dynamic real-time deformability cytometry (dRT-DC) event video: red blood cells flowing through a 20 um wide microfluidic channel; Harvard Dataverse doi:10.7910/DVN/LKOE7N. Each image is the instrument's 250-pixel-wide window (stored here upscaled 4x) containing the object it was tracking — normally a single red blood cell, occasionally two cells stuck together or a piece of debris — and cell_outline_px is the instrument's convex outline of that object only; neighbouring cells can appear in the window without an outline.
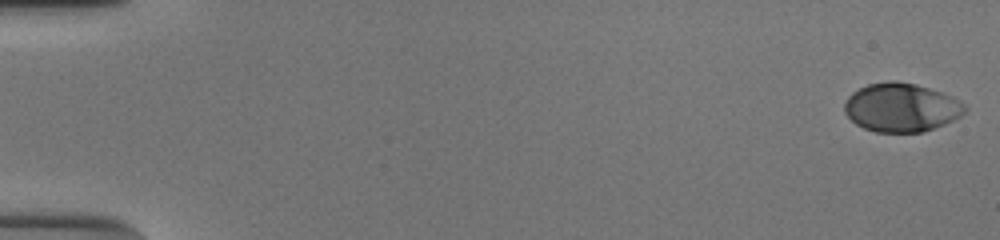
{"species": "human", "species_latin": "Homo sapiens", "temperature_condition": "cold", "stored_images_in_passage": 53, "camera_frame_rate_fps": 3000, "um_per_image_px": 0.085, "donor": {"sex": "male"}, "frame": {"image": 1, "passage_image": 1, "time_ms": 0.0, "image_size_px": [1000, 240], "cell_outline_px": [[968, 108], [960, 116], [944, 124], [924, 132], [876, 132], [864, 128], [856, 124], [844, 112], [844, 104], [848, 96], [852, 92], [868, 84], [888, 80], [896, 80], [916, 84], [952, 96], [960, 100]], "centroid_in_image_um": [76.6, 9.13], "position_along_channel_um": 8.4, "area_um2": 34.22}}
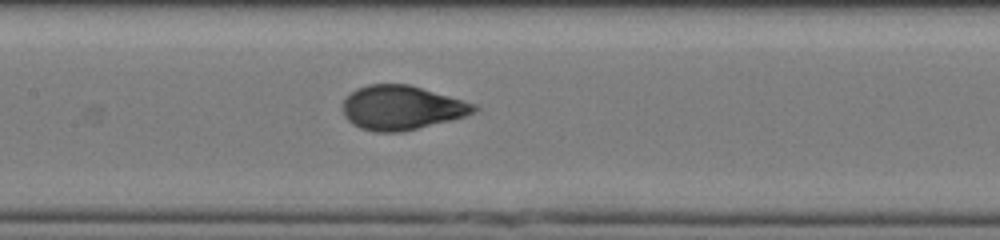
{"frame": {"image": 2, "passage_image": 27, "time_ms": 8.667, "image_size_px": [1000, 240], "cell_outline_px": [[480, 108], [476, 112], [452, 120], [400, 132], [376, 132], [360, 128], [352, 124], [344, 116], [344, 100], [356, 88], [368, 84], [408, 84], [476, 104]], "centroid_in_image_um": [34.14, 9.16], "position_along_channel_um": 173.3, "area_um2": 33.64}}
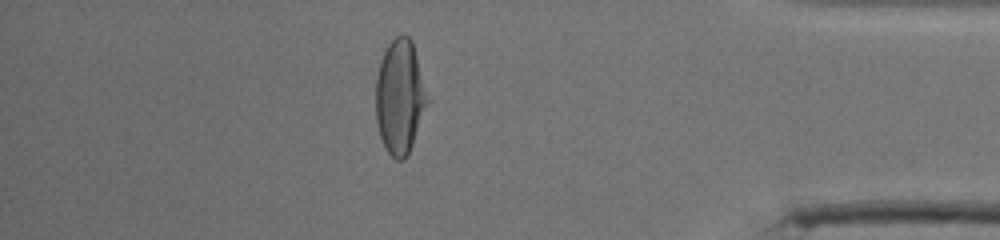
{"frame": {"image": 3, "passage_image": 47, "time_ms": 15.333, "image_size_px": [1000, 240], "cell_outline_px": [[432, 100], [408, 156], [404, 160], [396, 160], [384, 148], [380, 136], [376, 120], [376, 76], [380, 60], [388, 44], [396, 36], [404, 32], [412, 40]], "centroid_in_image_um": [34.05, 8.24], "position_along_channel_um": 401.1, "area_um2": 35.72}, "authors_computed_cell_mechanics": {"area_um2": 34.0442, "velocity_mm_per_s": 3.8896, "shape_relaxation_time_tau1_ms": 3.6877, "shape_relaxation_time_tau2_ms": null, "deformation_change_tau1": 0.193, "deformation_change_tau2": null}}